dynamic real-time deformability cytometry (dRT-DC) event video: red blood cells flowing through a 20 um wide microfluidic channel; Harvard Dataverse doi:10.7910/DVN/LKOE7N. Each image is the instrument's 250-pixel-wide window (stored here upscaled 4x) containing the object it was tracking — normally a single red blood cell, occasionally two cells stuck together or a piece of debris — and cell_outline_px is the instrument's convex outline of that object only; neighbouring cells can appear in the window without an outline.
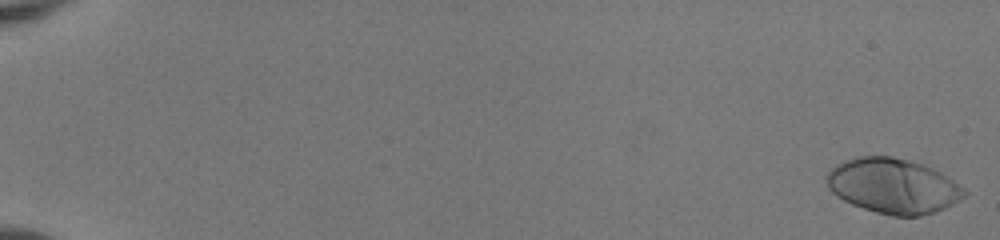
{"species": "human", "species_latin": "Homo sapiens", "temperature_condition": "room temperature", "stored_images_in_passage": 52, "camera_frame_rate_fps": 3000, "um_per_image_px": 0.085, "donor": {"sex": "female"}, "frame": {"image": 1, "passage_image": 1, "time_ms": 0.0, "image_size_px": [1000, 240], "cell_outline_px": [[968, 192], [960, 200], [936, 212], [920, 216], [892, 216], [876, 212], [852, 204], [836, 196], [828, 188], [828, 172], [836, 164], [844, 160], [856, 156], [892, 156], [924, 164], [940, 172], [964, 188]], "centroid_in_image_um": [75.92, 15.8], "position_along_channel_um": 9.1, "area_um2": 44.04}}
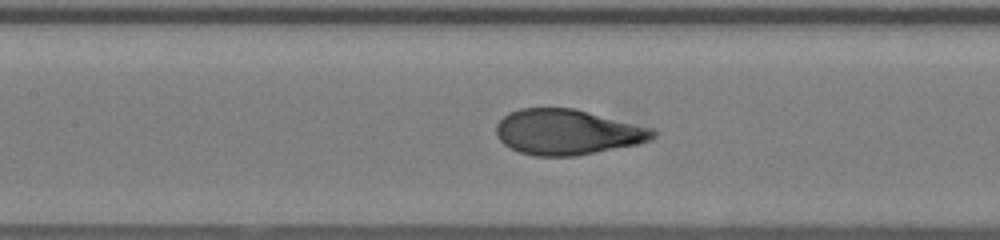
{"frame": {"image": 2, "passage_image": 27, "time_ms": 8.667, "image_size_px": [1000, 240], "cell_outline_px": [[660, 132], [652, 140], [636, 144], [576, 156], [536, 156], [520, 152], [508, 148], [496, 136], [496, 124], [508, 112], [520, 108], [572, 108], [656, 128]], "centroid_in_image_um": [48.25, 11.22], "position_along_channel_um": 159.2, "area_um2": 41.79}}
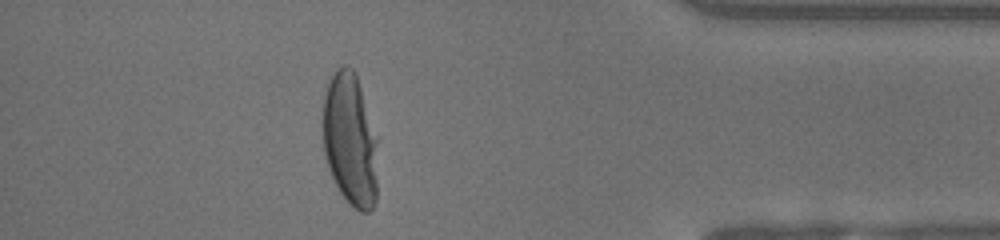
{"frame": {"image": 3, "passage_image": 47, "time_ms": 15.333, "image_size_px": [1000, 240], "cell_outline_px": [[376, 200], [372, 208], [368, 212], [360, 212], [352, 208], [348, 204], [340, 192], [328, 168], [324, 156], [324, 96], [328, 84], [336, 68], [344, 64], [352, 68], [356, 72], [376, 140]], "centroid_in_image_um": [29.75, 11.91], "position_along_channel_um": 405.5, "area_um2": 42.08}, "authors_computed_cell_mechanics": {"area_um2": 41.905, "velocity_mm_per_s": 4.1089, "shape_relaxation_time_tau1_ms": 5.0755, "shape_relaxation_time_tau2_ms": null, "deformation_change_tau1": 0.2808, "deformation_change_tau2": null}}